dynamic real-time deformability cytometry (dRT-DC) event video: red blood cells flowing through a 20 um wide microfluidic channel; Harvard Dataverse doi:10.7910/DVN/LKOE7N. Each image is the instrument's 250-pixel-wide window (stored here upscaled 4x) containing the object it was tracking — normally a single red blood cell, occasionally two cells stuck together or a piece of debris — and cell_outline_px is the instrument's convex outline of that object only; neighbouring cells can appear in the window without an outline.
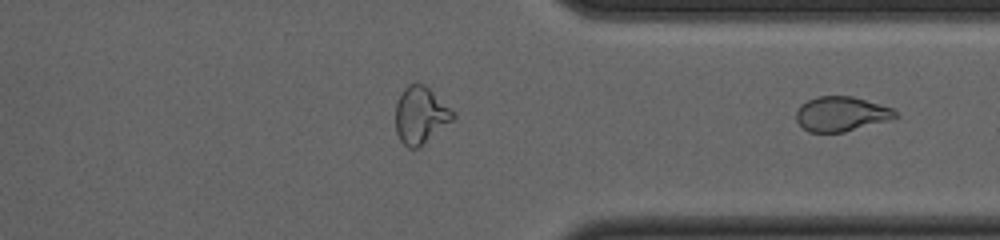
{"species": "common noctule bat (a hibernating species)", "species_latin": "Nyctalus noctula", "temperature_condition": "cold", "stored_images_in_passage": 34, "segment_of_instrument_passage": [2, 2], "camera_frame_rate_fps": 3000, "um_per_image_px": 0.085, "animal": {"sex": "female", "body_mass_g": 23.0, "forearm_length_mm": 53.4}, "frame": {"image": 1, "passage_image": 34, "time_ms": 11.0, "image_size_px": [1000, 240], "cell_outline_px": [[900, 116], [888, 120], [844, 132], [808, 132], [796, 120], [796, 112], [800, 104], [816, 96], [852, 96], [892, 108]], "centroid_in_image_um": [71.48, 9.68], "position_along_channel_um": 339.9, "area_um2": 19.94}}